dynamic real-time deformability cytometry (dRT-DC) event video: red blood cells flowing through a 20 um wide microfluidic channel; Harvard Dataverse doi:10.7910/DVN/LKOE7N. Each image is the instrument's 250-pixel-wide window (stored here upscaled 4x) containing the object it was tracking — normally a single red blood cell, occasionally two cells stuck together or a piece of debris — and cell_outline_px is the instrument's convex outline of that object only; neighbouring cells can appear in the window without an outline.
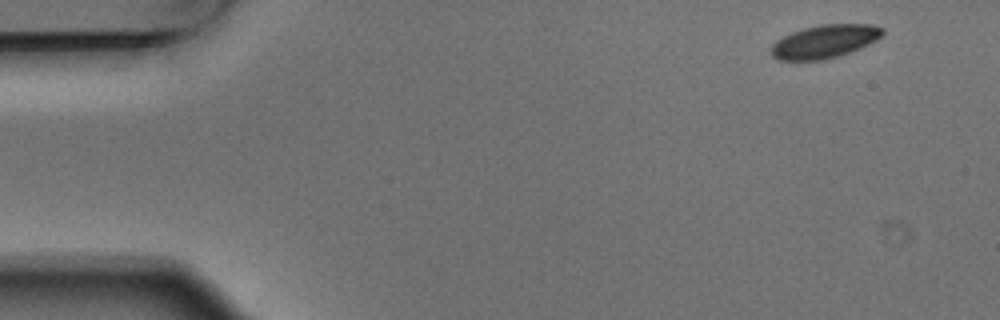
{"species": "Egyptian fruit bat (a non-hibernating species)", "species_latin": "Rousettus aegyptiacus", "temperature_condition": "warm", "stored_images_in_passage": 4, "camera_frame_rate_fps": 3000, "um_per_image_px": 0.085, "animal": {"sex": "male"}, "frame": {"image": 1, "passage_image": 1, "time_ms": 0.0, "image_size_px": [1000, 320], "cell_outline_px": [[884, 32], [876, 40], [860, 48], [840, 56], [820, 60], [780, 60], [772, 56], [772, 44], [776, 40], [792, 32], [804, 28], [820, 24], [872, 24], [884, 28]], "centroid_in_image_um": [70.11, 3.52], "position_along_channel_um": 14.9, "area_um2": 21.5}}
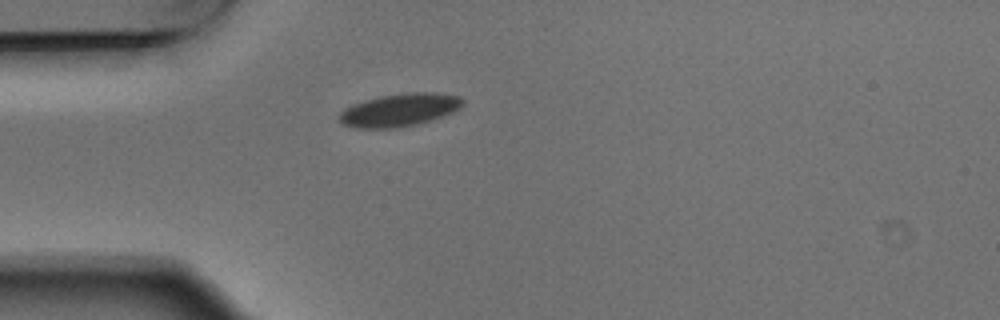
{"frame": {"image": 2, "passage_image": 4, "time_ms": 1.0, "image_size_px": [1000, 320], "cell_outline_px": [[464, 104], [460, 108], [452, 112], [416, 124], [396, 128], [356, 128], [344, 124], [340, 120], [340, 112], [344, 108], [352, 104], [364, 100], [380, 96], [408, 92], [436, 92], [460, 96], [464, 100]], "centroid_in_image_um": [33.96, 9.33], "position_along_channel_um": 51.0, "area_um2": 23.52}}